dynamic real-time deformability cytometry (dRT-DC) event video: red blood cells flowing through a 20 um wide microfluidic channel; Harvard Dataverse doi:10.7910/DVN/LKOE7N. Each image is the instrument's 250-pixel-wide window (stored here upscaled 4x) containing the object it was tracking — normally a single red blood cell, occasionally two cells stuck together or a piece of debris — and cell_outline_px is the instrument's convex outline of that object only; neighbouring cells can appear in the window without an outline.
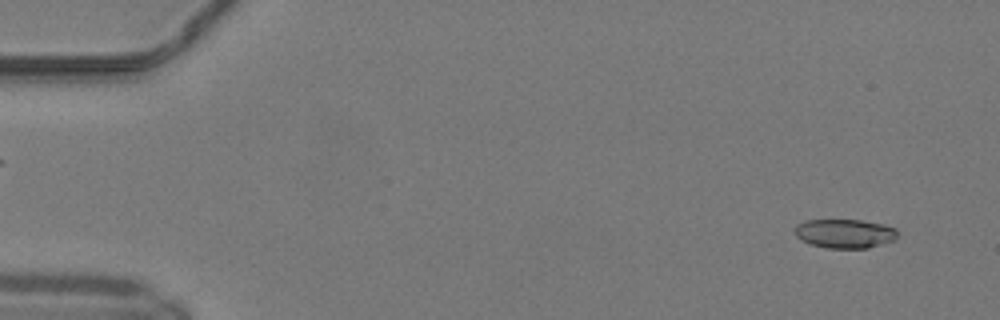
{"species": "common noctule bat (a hibernating species)", "species_latin": "Nyctalus noctula", "temperature_condition": "warm", "stored_images_in_passage": 49, "camera_frame_rate_fps": 3000, "um_per_image_px": 0.085, "animal": {"sex": "male", "body_mass_g": 19.2, "forearm_length_mm": 51.8}, "frame": {"image": 1, "passage_image": 3, "time_ms": 0.667, "image_size_px": [1000, 320], "cell_outline_px": [[896, 240], [868, 248], [828, 248], [812, 244], [800, 240], [796, 236], [796, 224], [804, 220], [860, 220], [884, 224], [896, 228]], "centroid_in_image_um": [71.82, 19.85], "position_along_channel_um": 13.2, "area_um2": 17.4}}
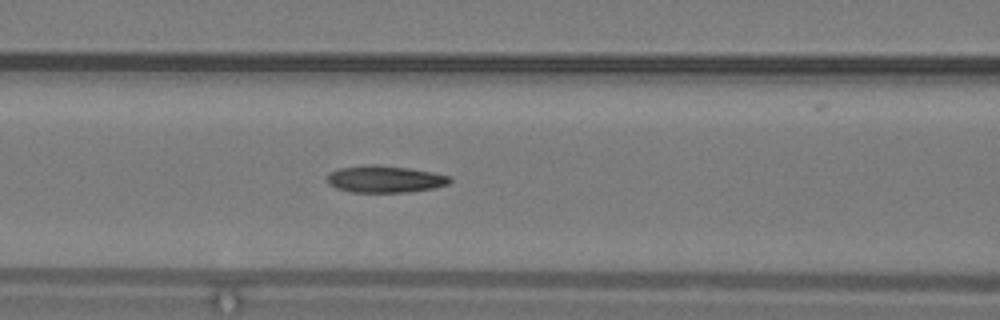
{"frame": {"image": 2, "passage_image": 21, "time_ms": 6.667, "image_size_px": [1000, 320], "cell_outline_px": [[452, 180], [448, 184], [436, 188], [408, 192], [352, 192], [336, 188], [328, 184], [328, 172], [336, 168], [368, 164], [376, 164], [408, 168], [432, 172], [448, 176]], "centroid_in_image_um": [32.68, 15.22], "position_along_channel_um": 133.9, "area_um2": 19.42}}
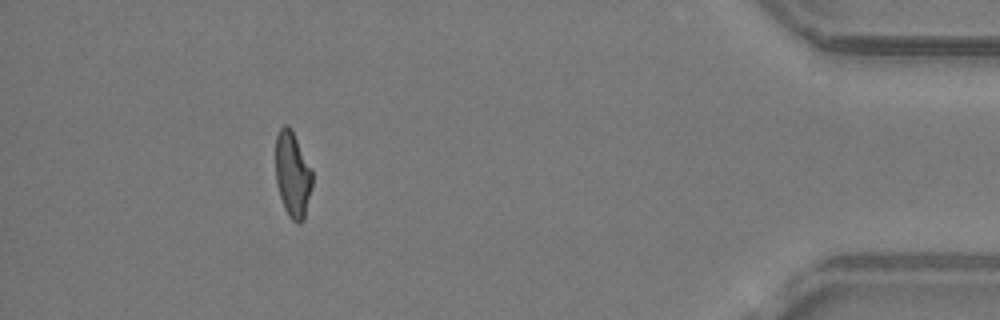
{"frame": {"image": 3, "passage_image": 45, "time_ms": 14.667, "image_size_px": [1000, 320], "cell_outline_px": [[312, 184], [304, 220], [300, 224], [296, 224], [288, 216], [284, 208], [276, 184], [276, 136], [280, 128], [284, 124], [288, 124], [292, 128], [312, 172]], "centroid_in_image_um": [24.86, 14.84], "position_along_channel_um": 410.3, "area_um2": 18.38}, "authors_computed_cell_mechanics": {"area_um2": 18.6694, "velocity_mm_per_s": 4.1739, "shape_relaxation_time_tau1_ms": 5.6144, "shape_relaxation_time_tau2_ms": 2.4156, "deformation_change_tau1": 0.1845, "deformation_change_tau2": 0.108}}